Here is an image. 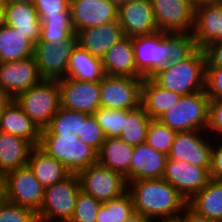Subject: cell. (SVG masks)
I'll return each mask as SVG.
<instances>
[{"label":"cell","instance_id":"1","mask_svg":"<svg viewBox=\"0 0 222 222\" xmlns=\"http://www.w3.org/2000/svg\"><path fill=\"white\" fill-rule=\"evenodd\" d=\"M134 210L155 221L183 214L187 201L163 178L143 179L127 183Z\"/></svg>","mask_w":222,"mask_h":222},{"label":"cell","instance_id":"2","mask_svg":"<svg viewBox=\"0 0 222 222\" xmlns=\"http://www.w3.org/2000/svg\"><path fill=\"white\" fill-rule=\"evenodd\" d=\"M206 57L202 48H198L189 58L169 63L157 70L150 78L164 89L182 96L205 90Z\"/></svg>","mask_w":222,"mask_h":222},{"label":"cell","instance_id":"3","mask_svg":"<svg viewBox=\"0 0 222 222\" xmlns=\"http://www.w3.org/2000/svg\"><path fill=\"white\" fill-rule=\"evenodd\" d=\"M39 147L75 174L98 161V152L75 134L40 135Z\"/></svg>","mask_w":222,"mask_h":222},{"label":"cell","instance_id":"4","mask_svg":"<svg viewBox=\"0 0 222 222\" xmlns=\"http://www.w3.org/2000/svg\"><path fill=\"white\" fill-rule=\"evenodd\" d=\"M209 103L205 90L181 97L158 120L177 132L206 131L209 120Z\"/></svg>","mask_w":222,"mask_h":222},{"label":"cell","instance_id":"5","mask_svg":"<svg viewBox=\"0 0 222 222\" xmlns=\"http://www.w3.org/2000/svg\"><path fill=\"white\" fill-rule=\"evenodd\" d=\"M15 101L42 130L60 108V90L58 80L43 79L29 90L19 94Z\"/></svg>","mask_w":222,"mask_h":222},{"label":"cell","instance_id":"6","mask_svg":"<svg viewBox=\"0 0 222 222\" xmlns=\"http://www.w3.org/2000/svg\"><path fill=\"white\" fill-rule=\"evenodd\" d=\"M80 190L79 178L75 173L47 187L42 206L37 212L38 221L70 222Z\"/></svg>","mask_w":222,"mask_h":222},{"label":"cell","instance_id":"7","mask_svg":"<svg viewBox=\"0 0 222 222\" xmlns=\"http://www.w3.org/2000/svg\"><path fill=\"white\" fill-rule=\"evenodd\" d=\"M137 71L144 77H151L157 70L170 63L171 45L169 33L157 31L132 37Z\"/></svg>","mask_w":222,"mask_h":222},{"label":"cell","instance_id":"8","mask_svg":"<svg viewBox=\"0 0 222 222\" xmlns=\"http://www.w3.org/2000/svg\"><path fill=\"white\" fill-rule=\"evenodd\" d=\"M77 44L78 36L76 33L57 44L38 41L35 44L33 56L41 77L47 80L65 78L70 57Z\"/></svg>","mask_w":222,"mask_h":222},{"label":"cell","instance_id":"9","mask_svg":"<svg viewBox=\"0 0 222 222\" xmlns=\"http://www.w3.org/2000/svg\"><path fill=\"white\" fill-rule=\"evenodd\" d=\"M77 176L81 190L102 203L127 192L126 179L98 162L79 171Z\"/></svg>","mask_w":222,"mask_h":222},{"label":"cell","instance_id":"10","mask_svg":"<svg viewBox=\"0 0 222 222\" xmlns=\"http://www.w3.org/2000/svg\"><path fill=\"white\" fill-rule=\"evenodd\" d=\"M144 77L109 76L100 81V107L131 110L140 105Z\"/></svg>","mask_w":222,"mask_h":222},{"label":"cell","instance_id":"11","mask_svg":"<svg viewBox=\"0 0 222 222\" xmlns=\"http://www.w3.org/2000/svg\"><path fill=\"white\" fill-rule=\"evenodd\" d=\"M4 199L13 204L40 210L45 188L34 176L28 165L11 171L4 176Z\"/></svg>","mask_w":222,"mask_h":222},{"label":"cell","instance_id":"12","mask_svg":"<svg viewBox=\"0 0 222 222\" xmlns=\"http://www.w3.org/2000/svg\"><path fill=\"white\" fill-rule=\"evenodd\" d=\"M213 142L206 131L177 132L168 158L203 167L209 172Z\"/></svg>","mask_w":222,"mask_h":222},{"label":"cell","instance_id":"13","mask_svg":"<svg viewBox=\"0 0 222 222\" xmlns=\"http://www.w3.org/2000/svg\"><path fill=\"white\" fill-rule=\"evenodd\" d=\"M158 31L192 33L195 23L193 0H150Z\"/></svg>","mask_w":222,"mask_h":222},{"label":"cell","instance_id":"14","mask_svg":"<svg viewBox=\"0 0 222 222\" xmlns=\"http://www.w3.org/2000/svg\"><path fill=\"white\" fill-rule=\"evenodd\" d=\"M60 107L90 115L100 108V81H82L73 78L58 80Z\"/></svg>","mask_w":222,"mask_h":222},{"label":"cell","instance_id":"15","mask_svg":"<svg viewBox=\"0 0 222 222\" xmlns=\"http://www.w3.org/2000/svg\"><path fill=\"white\" fill-rule=\"evenodd\" d=\"M42 80L34 56L0 63V88L13 99Z\"/></svg>","mask_w":222,"mask_h":222},{"label":"cell","instance_id":"16","mask_svg":"<svg viewBox=\"0 0 222 222\" xmlns=\"http://www.w3.org/2000/svg\"><path fill=\"white\" fill-rule=\"evenodd\" d=\"M162 178L169 182L188 202L205 187L210 180V174L203 167L168 158Z\"/></svg>","mask_w":222,"mask_h":222},{"label":"cell","instance_id":"17","mask_svg":"<svg viewBox=\"0 0 222 222\" xmlns=\"http://www.w3.org/2000/svg\"><path fill=\"white\" fill-rule=\"evenodd\" d=\"M70 10L75 33L118 20V7L109 0H70Z\"/></svg>","mask_w":222,"mask_h":222},{"label":"cell","instance_id":"18","mask_svg":"<svg viewBox=\"0 0 222 222\" xmlns=\"http://www.w3.org/2000/svg\"><path fill=\"white\" fill-rule=\"evenodd\" d=\"M118 21L128 37L147 35L158 31L150 0H135L118 8Z\"/></svg>","mask_w":222,"mask_h":222},{"label":"cell","instance_id":"19","mask_svg":"<svg viewBox=\"0 0 222 222\" xmlns=\"http://www.w3.org/2000/svg\"><path fill=\"white\" fill-rule=\"evenodd\" d=\"M193 38L198 48L222 41V2L195 6Z\"/></svg>","mask_w":222,"mask_h":222},{"label":"cell","instance_id":"20","mask_svg":"<svg viewBox=\"0 0 222 222\" xmlns=\"http://www.w3.org/2000/svg\"><path fill=\"white\" fill-rule=\"evenodd\" d=\"M76 34L78 45L101 59L116 42L125 36L118 20L82 29Z\"/></svg>","mask_w":222,"mask_h":222},{"label":"cell","instance_id":"21","mask_svg":"<svg viewBox=\"0 0 222 222\" xmlns=\"http://www.w3.org/2000/svg\"><path fill=\"white\" fill-rule=\"evenodd\" d=\"M168 156L147 143L134 146L130 164V182L163 177Z\"/></svg>","mask_w":222,"mask_h":222},{"label":"cell","instance_id":"22","mask_svg":"<svg viewBox=\"0 0 222 222\" xmlns=\"http://www.w3.org/2000/svg\"><path fill=\"white\" fill-rule=\"evenodd\" d=\"M4 9L5 24L36 44L40 38L42 25L33 3L7 1Z\"/></svg>","mask_w":222,"mask_h":222},{"label":"cell","instance_id":"23","mask_svg":"<svg viewBox=\"0 0 222 222\" xmlns=\"http://www.w3.org/2000/svg\"><path fill=\"white\" fill-rule=\"evenodd\" d=\"M105 75L143 77L136 69L132 37L124 36L102 57Z\"/></svg>","mask_w":222,"mask_h":222},{"label":"cell","instance_id":"24","mask_svg":"<svg viewBox=\"0 0 222 222\" xmlns=\"http://www.w3.org/2000/svg\"><path fill=\"white\" fill-rule=\"evenodd\" d=\"M0 131L28 140L33 146H39L41 130L12 99L0 115Z\"/></svg>","mask_w":222,"mask_h":222},{"label":"cell","instance_id":"25","mask_svg":"<svg viewBox=\"0 0 222 222\" xmlns=\"http://www.w3.org/2000/svg\"><path fill=\"white\" fill-rule=\"evenodd\" d=\"M181 97L182 95L157 85L150 77L144 78L141 83L140 105L153 120H158Z\"/></svg>","mask_w":222,"mask_h":222},{"label":"cell","instance_id":"26","mask_svg":"<svg viewBox=\"0 0 222 222\" xmlns=\"http://www.w3.org/2000/svg\"><path fill=\"white\" fill-rule=\"evenodd\" d=\"M33 145L22 137L0 131V172L7 173L25 167Z\"/></svg>","mask_w":222,"mask_h":222},{"label":"cell","instance_id":"27","mask_svg":"<svg viewBox=\"0 0 222 222\" xmlns=\"http://www.w3.org/2000/svg\"><path fill=\"white\" fill-rule=\"evenodd\" d=\"M134 146L117 138H106L98 152V163L121 174L130 182V164Z\"/></svg>","mask_w":222,"mask_h":222},{"label":"cell","instance_id":"28","mask_svg":"<svg viewBox=\"0 0 222 222\" xmlns=\"http://www.w3.org/2000/svg\"><path fill=\"white\" fill-rule=\"evenodd\" d=\"M27 165L45 189L71 174L61 162L49 156L39 146H34L31 150Z\"/></svg>","mask_w":222,"mask_h":222},{"label":"cell","instance_id":"29","mask_svg":"<svg viewBox=\"0 0 222 222\" xmlns=\"http://www.w3.org/2000/svg\"><path fill=\"white\" fill-rule=\"evenodd\" d=\"M187 205L199 215L222 222V180L210 179Z\"/></svg>","mask_w":222,"mask_h":222},{"label":"cell","instance_id":"30","mask_svg":"<svg viewBox=\"0 0 222 222\" xmlns=\"http://www.w3.org/2000/svg\"><path fill=\"white\" fill-rule=\"evenodd\" d=\"M104 76L102 59L93 56L77 44L70 57L66 77L82 81L99 82Z\"/></svg>","mask_w":222,"mask_h":222},{"label":"cell","instance_id":"31","mask_svg":"<svg viewBox=\"0 0 222 222\" xmlns=\"http://www.w3.org/2000/svg\"><path fill=\"white\" fill-rule=\"evenodd\" d=\"M35 43L13 27L0 29V63L14 62L34 55Z\"/></svg>","mask_w":222,"mask_h":222},{"label":"cell","instance_id":"32","mask_svg":"<svg viewBox=\"0 0 222 222\" xmlns=\"http://www.w3.org/2000/svg\"><path fill=\"white\" fill-rule=\"evenodd\" d=\"M151 120L141 105L126 110V119L119 138L131 146L146 143L147 129Z\"/></svg>","mask_w":222,"mask_h":222},{"label":"cell","instance_id":"33","mask_svg":"<svg viewBox=\"0 0 222 222\" xmlns=\"http://www.w3.org/2000/svg\"><path fill=\"white\" fill-rule=\"evenodd\" d=\"M90 114L59 108L48 126L41 130V135L75 134L81 138L82 120Z\"/></svg>","mask_w":222,"mask_h":222},{"label":"cell","instance_id":"34","mask_svg":"<svg viewBox=\"0 0 222 222\" xmlns=\"http://www.w3.org/2000/svg\"><path fill=\"white\" fill-rule=\"evenodd\" d=\"M39 18L42 25L39 41L57 44L75 34L70 7L61 16Z\"/></svg>","mask_w":222,"mask_h":222},{"label":"cell","instance_id":"35","mask_svg":"<svg viewBox=\"0 0 222 222\" xmlns=\"http://www.w3.org/2000/svg\"><path fill=\"white\" fill-rule=\"evenodd\" d=\"M135 213L132 198L128 192L101 204L96 222H124Z\"/></svg>","mask_w":222,"mask_h":222},{"label":"cell","instance_id":"36","mask_svg":"<svg viewBox=\"0 0 222 222\" xmlns=\"http://www.w3.org/2000/svg\"><path fill=\"white\" fill-rule=\"evenodd\" d=\"M176 132L159 120H151L146 136V143L154 150L169 155Z\"/></svg>","mask_w":222,"mask_h":222},{"label":"cell","instance_id":"37","mask_svg":"<svg viewBox=\"0 0 222 222\" xmlns=\"http://www.w3.org/2000/svg\"><path fill=\"white\" fill-rule=\"evenodd\" d=\"M106 138H117L123 129L126 110H113L100 107L93 113Z\"/></svg>","mask_w":222,"mask_h":222},{"label":"cell","instance_id":"38","mask_svg":"<svg viewBox=\"0 0 222 222\" xmlns=\"http://www.w3.org/2000/svg\"><path fill=\"white\" fill-rule=\"evenodd\" d=\"M169 44L172 48L170 63L179 64L198 49L193 34L188 32L169 33Z\"/></svg>","mask_w":222,"mask_h":222},{"label":"cell","instance_id":"39","mask_svg":"<svg viewBox=\"0 0 222 222\" xmlns=\"http://www.w3.org/2000/svg\"><path fill=\"white\" fill-rule=\"evenodd\" d=\"M102 202L80 190L70 222H96Z\"/></svg>","mask_w":222,"mask_h":222},{"label":"cell","instance_id":"40","mask_svg":"<svg viewBox=\"0 0 222 222\" xmlns=\"http://www.w3.org/2000/svg\"><path fill=\"white\" fill-rule=\"evenodd\" d=\"M0 222H39L37 213L28 207L19 206L5 199L0 202Z\"/></svg>","mask_w":222,"mask_h":222},{"label":"cell","instance_id":"41","mask_svg":"<svg viewBox=\"0 0 222 222\" xmlns=\"http://www.w3.org/2000/svg\"><path fill=\"white\" fill-rule=\"evenodd\" d=\"M79 139L99 152L106 137L94 115L82 120L81 138Z\"/></svg>","mask_w":222,"mask_h":222},{"label":"cell","instance_id":"42","mask_svg":"<svg viewBox=\"0 0 222 222\" xmlns=\"http://www.w3.org/2000/svg\"><path fill=\"white\" fill-rule=\"evenodd\" d=\"M33 5L38 17H55L70 7V0H34Z\"/></svg>","mask_w":222,"mask_h":222},{"label":"cell","instance_id":"43","mask_svg":"<svg viewBox=\"0 0 222 222\" xmlns=\"http://www.w3.org/2000/svg\"><path fill=\"white\" fill-rule=\"evenodd\" d=\"M206 132L214 140H222V100H210L209 120Z\"/></svg>","mask_w":222,"mask_h":222},{"label":"cell","instance_id":"44","mask_svg":"<svg viewBox=\"0 0 222 222\" xmlns=\"http://www.w3.org/2000/svg\"><path fill=\"white\" fill-rule=\"evenodd\" d=\"M205 91L210 100H222V67L206 68Z\"/></svg>","mask_w":222,"mask_h":222},{"label":"cell","instance_id":"45","mask_svg":"<svg viewBox=\"0 0 222 222\" xmlns=\"http://www.w3.org/2000/svg\"><path fill=\"white\" fill-rule=\"evenodd\" d=\"M210 179L222 180V140H214L211 150Z\"/></svg>","mask_w":222,"mask_h":222},{"label":"cell","instance_id":"46","mask_svg":"<svg viewBox=\"0 0 222 222\" xmlns=\"http://www.w3.org/2000/svg\"><path fill=\"white\" fill-rule=\"evenodd\" d=\"M202 49L206 57V68L222 67V41L210 42Z\"/></svg>","mask_w":222,"mask_h":222},{"label":"cell","instance_id":"47","mask_svg":"<svg viewBox=\"0 0 222 222\" xmlns=\"http://www.w3.org/2000/svg\"><path fill=\"white\" fill-rule=\"evenodd\" d=\"M183 215L186 218V222H218L217 220L197 214L188 205L186 206Z\"/></svg>","mask_w":222,"mask_h":222},{"label":"cell","instance_id":"48","mask_svg":"<svg viewBox=\"0 0 222 222\" xmlns=\"http://www.w3.org/2000/svg\"><path fill=\"white\" fill-rule=\"evenodd\" d=\"M12 99L13 98L8 93L0 88V115Z\"/></svg>","mask_w":222,"mask_h":222},{"label":"cell","instance_id":"49","mask_svg":"<svg viewBox=\"0 0 222 222\" xmlns=\"http://www.w3.org/2000/svg\"><path fill=\"white\" fill-rule=\"evenodd\" d=\"M124 222H154L140 213L135 212L130 217H128Z\"/></svg>","mask_w":222,"mask_h":222},{"label":"cell","instance_id":"50","mask_svg":"<svg viewBox=\"0 0 222 222\" xmlns=\"http://www.w3.org/2000/svg\"><path fill=\"white\" fill-rule=\"evenodd\" d=\"M157 222H186V218L183 214L175 217H170L166 219L156 220Z\"/></svg>","mask_w":222,"mask_h":222},{"label":"cell","instance_id":"51","mask_svg":"<svg viewBox=\"0 0 222 222\" xmlns=\"http://www.w3.org/2000/svg\"><path fill=\"white\" fill-rule=\"evenodd\" d=\"M4 189H5L4 175L0 172V202L4 200Z\"/></svg>","mask_w":222,"mask_h":222},{"label":"cell","instance_id":"52","mask_svg":"<svg viewBox=\"0 0 222 222\" xmlns=\"http://www.w3.org/2000/svg\"><path fill=\"white\" fill-rule=\"evenodd\" d=\"M6 25L5 24V9L4 5L0 4V29Z\"/></svg>","mask_w":222,"mask_h":222},{"label":"cell","instance_id":"53","mask_svg":"<svg viewBox=\"0 0 222 222\" xmlns=\"http://www.w3.org/2000/svg\"><path fill=\"white\" fill-rule=\"evenodd\" d=\"M110 2H112L115 6H117L118 8L122 5H124L125 3H129L135 0H109Z\"/></svg>","mask_w":222,"mask_h":222},{"label":"cell","instance_id":"54","mask_svg":"<svg viewBox=\"0 0 222 222\" xmlns=\"http://www.w3.org/2000/svg\"><path fill=\"white\" fill-rule=\"evenodd\" d=\"M195 6L204 4V3H212V2H222V0H193Z\"/></svg>","mask_w":222,"mask_h":222},{"label":"cell","instance_id":"55","mask_svg":"<svg viewBox=\"0 0 222 222\" xmlns=\"http://www.w3.org/2000/svg\"><path fill=\"white\" fill-rule=\"evenodd\" d=\"M7 1H10V2H27V3H33L34 0H7Z\"/></svg>","mask_w":222,"mask_h":222},{"label":"cell","instance_id":"56","mask_svg":"<svg viewBox=\"0 0 222 222\" xmlns=\"http://www.w3.org/2000/svg\"><path fill=\"white\" fill-rule=\"evenodd\" d=\"M7 2V0H0V4L4 5Z\"/></svg>","mask_w":222,"mask_h":222}]
</instances>
